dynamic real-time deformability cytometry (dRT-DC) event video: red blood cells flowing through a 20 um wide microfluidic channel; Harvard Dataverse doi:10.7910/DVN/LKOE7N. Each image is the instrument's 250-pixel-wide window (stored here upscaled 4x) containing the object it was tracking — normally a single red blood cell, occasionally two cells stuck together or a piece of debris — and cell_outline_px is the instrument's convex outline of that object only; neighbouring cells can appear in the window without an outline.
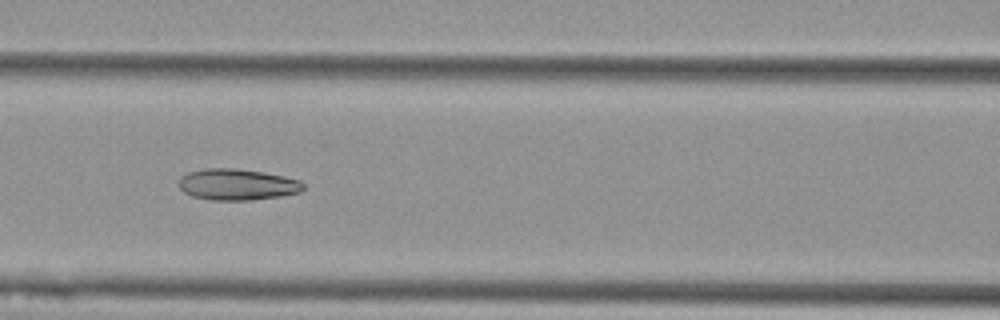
{"species": "Egyptian fruit bat (a non-hibernating species)", "species_latin": "Rousettus aegyptiacus", "temperature_condition": "cold", "stored_images_in_passage": 8, "camera_frame_rate_fps": 3000, "um_per_image_px": 0.085, "animal": {"sex": "female"}, "frame": {"image": 1, "passage_image": 7, "time_ms": 2.0, "image_size_px": [1000, 320], "cell_outline_px": [[304, 188], [300, 192], [280, 196], [248, 200], [212, 200], [192, 196], [184, 192], [180, 188], [180, 176], [188, 172], [204, 168], [236, 168], [264, 172], [284, 176], [300, 180], [304, 184]], "centroid_in_image_um": [20.16, 15.67], "position_along_channel_um": 146.4, "area_um2": 22.72}}
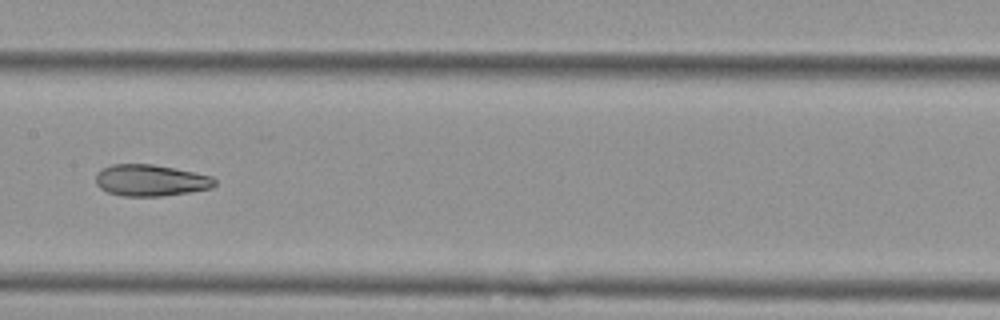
{"frame": {"image": 2, "passage_image": 8, "time_ms": 2.333, "image_size_px": [1000, 320], "cell_outline_px": [[216, 184], [212, 188], [164, 196], [124, 196], [108, 192], [100, 188], [96, 184], [96, 172], [100, 168], [112, 164], [152, 164], [212, 176], [216, 180]], "centroid_in_image_um": [12.77, 15.33], "position_along_channel_um": 194.6, "area_um2": 21.85}}